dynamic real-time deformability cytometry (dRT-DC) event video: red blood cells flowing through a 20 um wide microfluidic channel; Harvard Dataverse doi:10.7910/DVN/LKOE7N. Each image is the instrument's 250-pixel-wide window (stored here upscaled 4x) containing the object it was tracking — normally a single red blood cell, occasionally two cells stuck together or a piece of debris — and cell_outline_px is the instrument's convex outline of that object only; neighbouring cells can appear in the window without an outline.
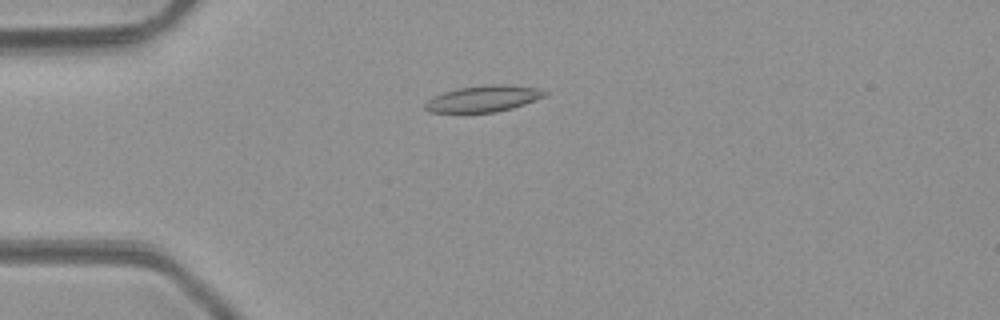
{"species": "common noctule bat (a hibernating species)", "species_latin": "Nyctalus noctula", "temperature_condition": "room temperature", "stored_images_in_passage": 45, "camera_frame_rate_fps": 3000, "um_per_image_px": 0.085, "animal": {"sex": "male", "body_mass_g": 23.1, "forearm_length_mm": 52.7}, "frame": {"image": 1, "passage_image": 9, "time_ms": 2.667, "image_size_px": [1000, 320], "cell_outline_px": [[548, 92], [544, 96], [524, 104], [512, 108], [496, 112], [428, 112], [424, 108], [424, 104], [428, 100], [444, 92], [460, 88], [488, 84], [504, 84], [536, 88]], "centroid_in_image_um": [41.08, 8.39], "position_along_channel_um": 43.9, "area_um2": 18.03}}
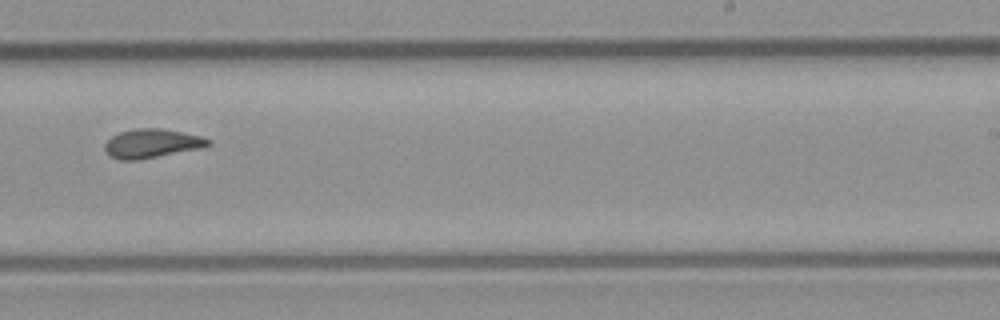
{"frame": {"image": 2, "passage_image": 27, "time_ms": 8.667, "image_size_px": [1000, 320], "cell_outline_px": [[212, 144], [200, 148], [140, 160], [120, 160], [112, 156], [104, 148], [104, 144], [112, 136], [120, 132], [136, 128], [160, 128], [200, 136], [212, 140]], "centroid_in_image_um": [12.91, 12.19], "position_along_channel_um": 276.1, "area_um2": 17.28}}
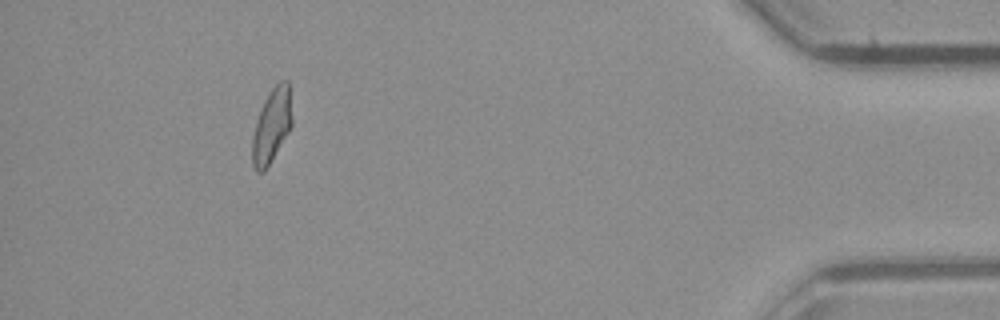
{"frame": {"image": 3, "passage_image": 41, "time_ms": 13.333, "image_size_px": [1000, 320], "cell_outline_px": [[292, 124], [288, 132], [264, 172], [256, 172], [252, 164], [252, 136], [256, 120], [260, 108], [264, 100], [272, 88], [280, 80], [288, 80], [292, 116]], "centroid_in_image_um": [23.07, 10.67], "position_along_channel_um": 412.1, "area_um2": 17.11}, "authors_computed_cell_mechanics": {"area_um2": 17.34, "velocity_mm_per_s": 4.259, "shape_relaxation_time_tau1_ms": null, "shape_relaxation_time_tau2_ms": 2.1316, "deformation_change_tau1": null, "deformation_change_tau2": 0.0953}}